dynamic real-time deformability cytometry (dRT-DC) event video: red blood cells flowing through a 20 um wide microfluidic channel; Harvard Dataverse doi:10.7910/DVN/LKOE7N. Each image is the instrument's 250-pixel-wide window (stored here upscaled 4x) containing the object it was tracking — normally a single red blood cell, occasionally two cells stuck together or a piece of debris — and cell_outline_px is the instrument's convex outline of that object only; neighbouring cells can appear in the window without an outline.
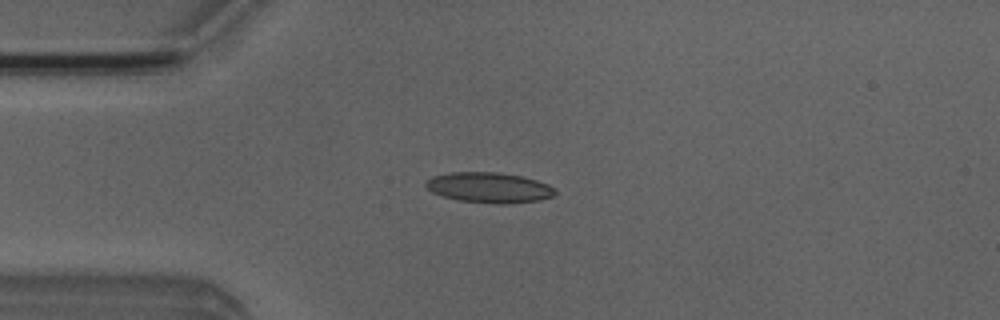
{"species": "Egyptian fruit bat (a non-hibernating species)", "species_latin": "Rousettus aegyptiacus", "temperature_condition": "room temperature", "stored_images_in_passage": 40, "camera_frame_rate_fps": 3000, "um_per_image_px": 0.085, "animal": {"sex": "male"}, "frame": {"image": 1, "passage_image": 1, "time_ms": 0.0, "image_size_px": [1000, 320], "cell_outline_px": [[556, 192], [552, 196], [540, 200], [508, 204], [500, 204], [456, 200], [432, 192], [424, 184], [424, 180], [432, 176], [448, 172], [496, 172], [520, 176], [536, 180], [548, 184], [556, 188]], "centroid_in_image_um": [41.55, 15.94], "position_along_channel_um": 43.4, "area_um2": 23.0}}
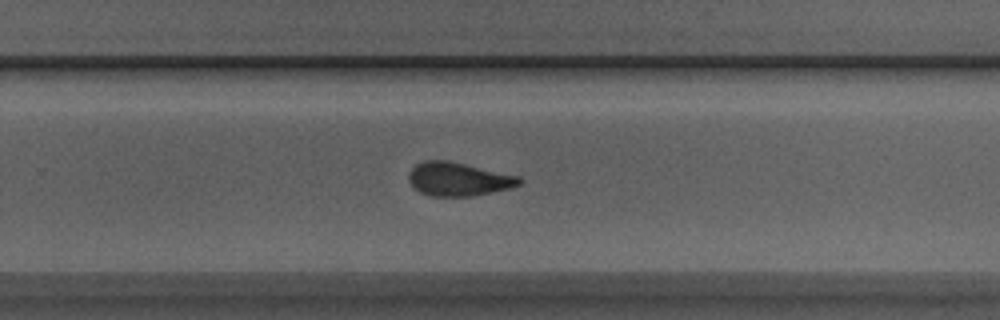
{"frame": {"image": 2, "passage_image": 21, "time_ms": 6.667, "image_size_px": [1000, 320], "cell_outline_px": [[524, 180], [520, 184], [508, 188], [472, 196], [432, 196], [420, 192], [408, 180], [408, 172], [416, 164], [424, 160], [448, 160], [520, 176]], "centroid_in_image_um": [38.96, 15.21], "position_along_channel_um": 290.8, "area_um2": 21.56}}
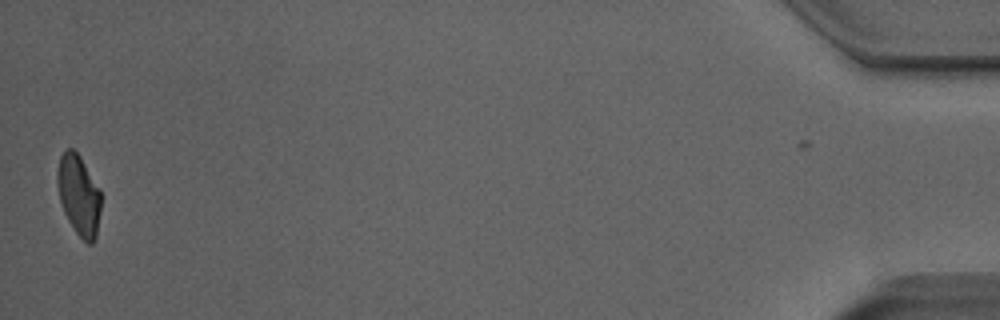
{"frame": {"image": 3, "passage_image": 39, "time_ms": 12.667, "image_size_px": [1000, 320], "cell_outline_px": [[100, 212], [96, 236], [92, 244], [88, 244], [76, 232], [68, 220], [64, 212], [60, 200], [56, 184], [56, 172], [60, 156], [68, 148], [72, 148], [80, 156], [100, 188]], "centroid_in_image_um": [6.69, 16.56], "position_along_channel_um": 428.5, "area_um2": 20.46}, "authors_computed_cell_mechanics": {"area_um2": 21.8773, "velocity_mm_per_s": 3.9797, "shape_relaxation_time_tau1_ms": 4.7392, "shape_relaxation_time_tau2_ms": 1.5598, "deformation_change_tau1": 0.138, "deformation_change_tau2": 0.0891}}